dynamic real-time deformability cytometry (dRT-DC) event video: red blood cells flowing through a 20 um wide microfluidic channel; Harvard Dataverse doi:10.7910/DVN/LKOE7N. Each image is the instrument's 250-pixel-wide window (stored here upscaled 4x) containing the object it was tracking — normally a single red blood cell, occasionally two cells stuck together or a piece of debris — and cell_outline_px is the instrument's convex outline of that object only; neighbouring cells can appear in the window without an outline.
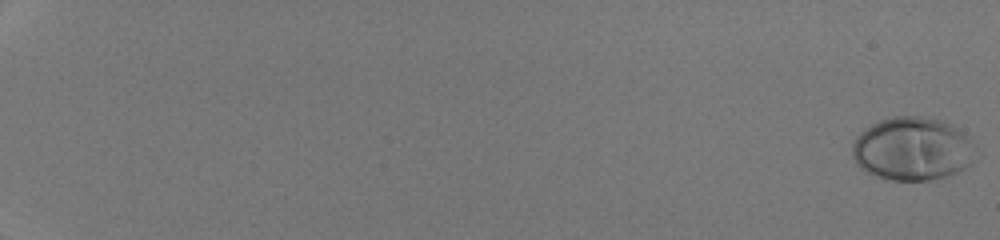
{"species": "human", "species_latin": "Homo sapiens", "temperature_condition": "room temperature", "stored_images_in_passage": 53, "camera_frame_rate_fps": 3000, "um_per_image_px": 0.085, "donor": {"sex": "male"}, "frame": {"image": 1, "passage_image": 1, "time_ms": 0.0, "image_size_px": [1000, 240], "cell_outline_px": [[980, 156], [972, 164], [956, 172], [944, 176], [928, 180], [892, 180], [872, 176], [860, 168], [856, 164], [852, 156], [852, 144], [856, 136], [864, 128], [880, 120], [892, 116], [924, 116], [940, 120], [972, 136], [976, 144]], "centroid_in_image_um": [77.61, 12.65], "position_along_channel_um": 7.4, "area_um2": 46.53}}
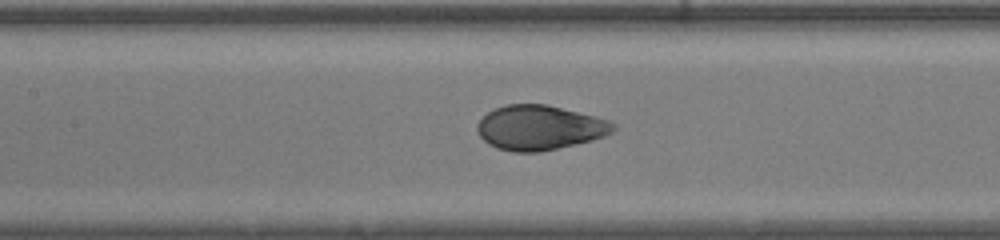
{"frame": {"image": 2, "passage_image": 30, "time_ms": 9.667, "image_size_px": [1000, 240], "cell_outline_px": [[616, 128], [612, 132], [604, 136], [592, 140], [576, 144], [540, 152], [512, 152], [496, 148], [488, 144], [480, 136], [476, 128], [476, 124], [488, 112], [496, 108], [508, 104], [548, 104], [596, 116], [608, 120], [616, 124]], "centroid_in_image_um": [45.87, 10.85], "position_along_channel_um": 161.5, "area_um2": 35.55}}
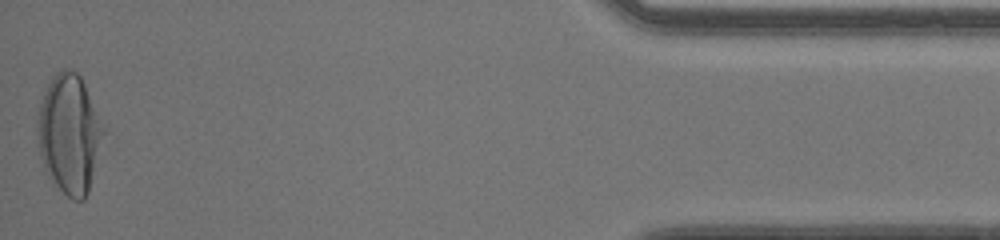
{"frame": {"image": 3, "passage_image": 53, "time_ms": 17.333, "image_size_px": [1000, 240], "cell_outline_px": [[104, 132], [88, 192], [84, 200], [72, 200], [52, 184], [44, 168], [40, 156], [36, 140], [36, 120], [40, 104], [44, 92], [52, 76], [56, 72], [64, 68], [72, 68], [80, 76], [84, 84], [104, 128]], "centroid_in_image_um": [5.84, 11.39], "position_along_channel_um": 429.4, "area_um2": 45.78}, "authors_computed_cell_mechanics": {"area_um2": 38.0902, "velocity_mm_per_s": 4.3028, "shape_relaxation_time_tau1_ms": 4.2892, "shape_relaxation_time_tau2_ms": null, "deformation_change_tau1": 0.2243, "deformation_change_tau2": null}}